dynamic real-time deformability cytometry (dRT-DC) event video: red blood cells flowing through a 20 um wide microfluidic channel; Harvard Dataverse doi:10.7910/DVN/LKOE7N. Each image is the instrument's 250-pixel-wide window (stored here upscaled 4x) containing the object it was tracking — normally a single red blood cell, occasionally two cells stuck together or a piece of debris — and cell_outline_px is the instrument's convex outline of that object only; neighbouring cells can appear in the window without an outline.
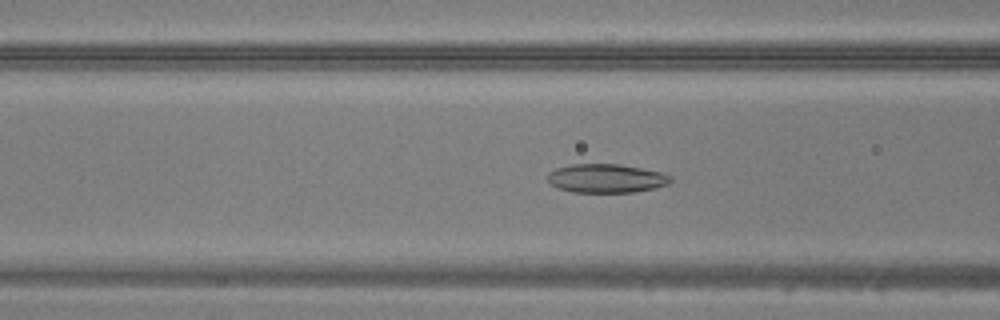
{"species": "common noctule bat (a hibernating species)", "species_latin": "Nyctalus noctula", "temperature_condition": "warm", "stored_images_in_passage": 43, "camera_frame_rate_fps": 3000, "um_per_image_px": 0.085, "animal": {"sex": "male", "body_mass_g": 20.5, "forearm_length_mm": 52.5}, "frame": {"image": 1, "passage_image": 13, "time_ms": 4.0, "image_size_px": [1000, 320], "cell_outline_px": [[672, 180], [668, 184], [636, 192], [572, 192], [560, 188], [552, 184], [548, 180], [548, 172], [556, 168], [572, 164], [620, 164], [660, 172], [672, 176]], "centroid_in_image_um": [51.53, 15.15], "position_along_channel_um": 115.1, "area_um2": 20.46}}
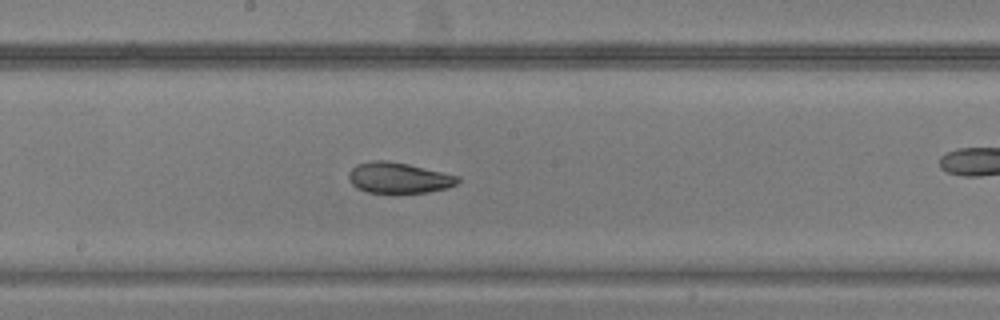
{"frame": {"image": 2, "passage_image": 20, "time_ms": 6.333, "image_size_px": [1000, 320], "cell_outline_px": [[460, 180], [456, 184], [448, 188], [428, 192], [368, 192], [356, 188], [348, 180], [348, 172], [356, 164], [372, 160], [384, 160], [408, 164], [460, 176]], "centroid_in_image_um": [33.87, 15.1], "position_along_channel_um": 214.3, "area_um2": 19.54}}
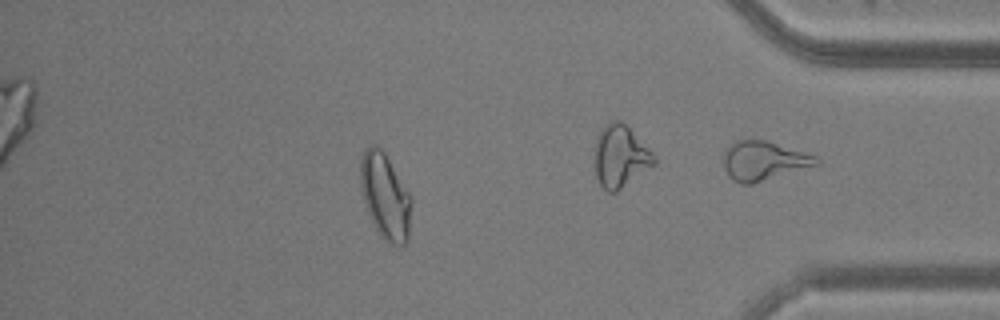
{"frame": {"image": 3, "passage_image": 36, "time_ms": 11.667, "image_size_px": [1000, 320], "cell_outline_px": [[412, 200], [408, 240], [400, 248], [388, 244], [380, 236], [368, 212], [364, 200], [360, 184], [360, 160], [364, 148], [372, 144], [376, 144], [384, 152], [412, 196]], "centroid_in_image_um": [32.75, 16.7], "position_along_channel_um": 402.4, "area_um2": 25.78}}